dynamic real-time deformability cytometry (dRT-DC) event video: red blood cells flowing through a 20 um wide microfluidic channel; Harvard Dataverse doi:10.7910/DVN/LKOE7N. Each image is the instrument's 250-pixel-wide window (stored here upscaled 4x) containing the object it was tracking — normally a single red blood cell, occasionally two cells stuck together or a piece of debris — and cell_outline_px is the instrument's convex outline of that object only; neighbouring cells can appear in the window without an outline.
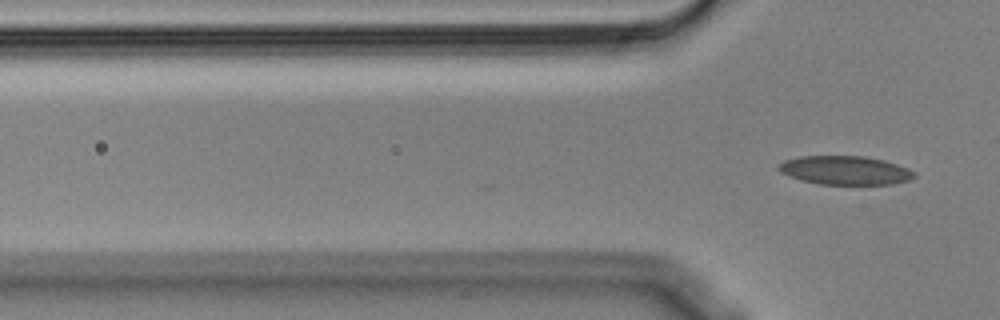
{"species": "Egyptian fruit bat (a non-hibernating species)", "species_latin": "Rousettus aegyptiacus", "temperature_condition": "cold", "stored_images_in_passage": 4, "camera_frame_rate_fps": 3000, "um_per_image_px": 0.085, "animal": {"sex": "male"}, "frame": {"image": 1, "passage_image": 4, "time_ms": 1.0, "image_size_px": [1000, 320], "cell_outline_px": [[916, 176], [912, 180], [892, 184], [820, 184], [800, 180], [788, 176], [780, 172], [776, 168], [776, 164], [784, 160], [800, 156], [864, 156], [884, 160], [908, 168], [916, 172]], "centroid_in_image_um": [71.82, 14.47], "position_along_channel_um": 54.0, "area_um2": 23.0}}